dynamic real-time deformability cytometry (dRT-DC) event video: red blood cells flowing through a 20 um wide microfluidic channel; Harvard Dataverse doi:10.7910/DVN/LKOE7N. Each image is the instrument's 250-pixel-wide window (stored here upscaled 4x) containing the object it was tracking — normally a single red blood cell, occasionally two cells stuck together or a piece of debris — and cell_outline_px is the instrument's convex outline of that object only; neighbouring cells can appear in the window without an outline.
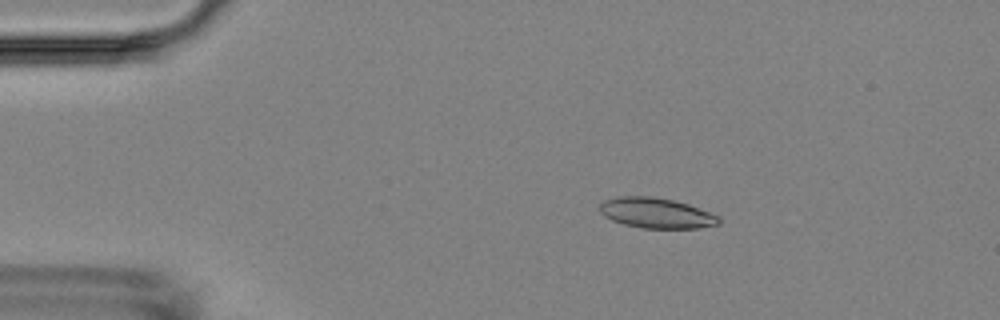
{"species": "Egyptian fruit bat (a non-hibernating species)", "species_latin": "Rousettus aegyptiacus", "temperature_condition": "room temperature", "stored_images_in_passage": 7, "camera_frame_rate_fps": 3000, "um_per_image_px": 0.085, "animal": {"sex": "female"}, "frame": {"image": 1, "passage_image": 3, "time_ms": 2.0, "image_size_px": [1000, 320], "cell_outline_px": [[720, 224], [696, 228], [644, 228], [624, 224], [612, 220], [604, 216], [600, 212], [600, 204], [604, 200], [616, 196], [652, 196], [672, 200], [688, 204], [720, 216]], "centroid_in_image_um": [55.78, 18.1], "position_along_channel_um": 29.2, "area_um2": 21.04}}
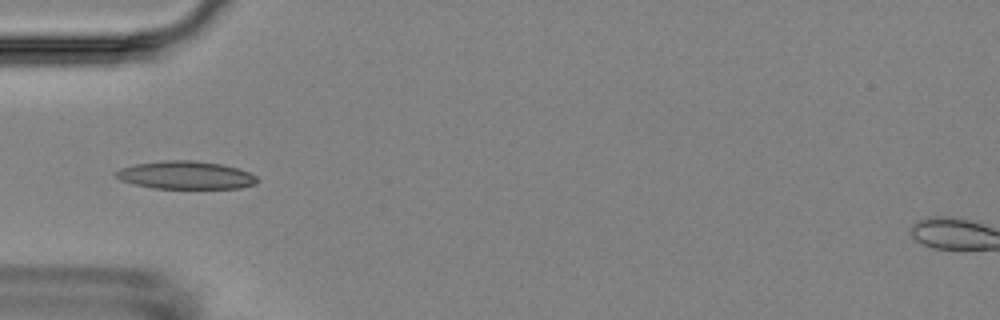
{"frame": {"image": 2, "passage_image": 5, "time_ms": 4.667, "image_size_px": [1000, 320], "cell_outline_px": [[256, 184], [240, 188], [152, 188], [120, 180], [116, 176], [116, 172], [120, 168], [136, 164], [164, 160], [192, 160], [220, 164], [236, 168], [248, 172], [256, 176]], "centroid_in_image_um": [15.78, 14.88], "position_along_channel_um": 69.2, "area_um2": 22.72}}